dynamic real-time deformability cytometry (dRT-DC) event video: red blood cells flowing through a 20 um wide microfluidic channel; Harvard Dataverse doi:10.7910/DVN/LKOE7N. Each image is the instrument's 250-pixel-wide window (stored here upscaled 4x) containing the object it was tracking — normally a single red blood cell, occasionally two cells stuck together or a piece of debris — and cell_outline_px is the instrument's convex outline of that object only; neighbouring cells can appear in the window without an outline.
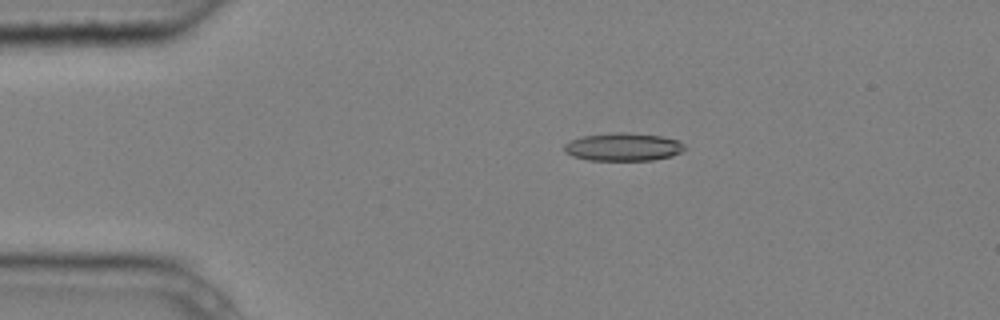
{"species": "common noctule bat (a hibernating species)", "species_latin": "Nyctalus noctula", "temperature_condition": "cold", "stored_images_in_passage": 5, "camera_frame_rate_fps": 3000, "um_per_image_px": 0.085, "animal": {"sex": "male", "body_mass_g": 20.4}, "frame": {"image": 1, "passage_image": 3, "time_ms": 0.667, "image_size_px": [1000, 320], "cell_outline_px": [[688, 148], [672, 156], [652, 160], [588, 160], [572, 156], [564, 152], [564, 144], [572, 140], [584, 136], [616, 132], [628, 132], [660, 136], [680, 140]], "centroid_in_image_um": [53.0, 12.49], "position_along_channel_um": 32.0, "area_um2": 19.71}}
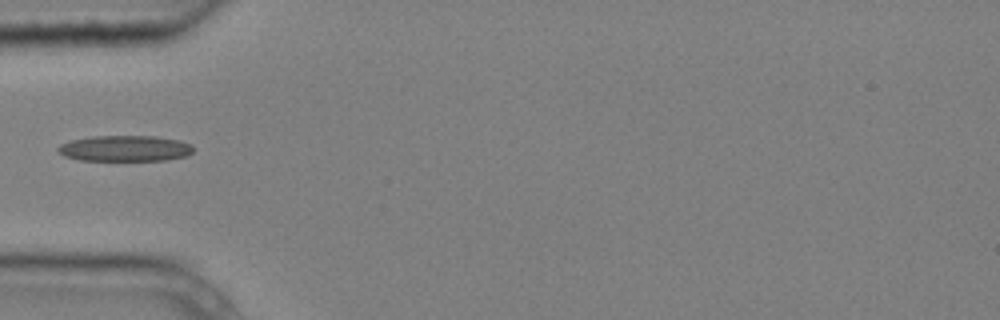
{"frame": {"image": 2, "passage_image": 5, "time_ms": 1.333, "image_size_px": [1000, 320], "cell_outline_px": [[192, 152], [188, 156], [164, 160], [80, 160], [64, 156], [56, 148], [60, 144], [72, 140], [92, 136], [156, 136], [180, 140], [192, 144]], "centroid_in_image_um": [10.64, 12.61], "position_along_channel_um": 74.4, "area_um2": 20.4}}